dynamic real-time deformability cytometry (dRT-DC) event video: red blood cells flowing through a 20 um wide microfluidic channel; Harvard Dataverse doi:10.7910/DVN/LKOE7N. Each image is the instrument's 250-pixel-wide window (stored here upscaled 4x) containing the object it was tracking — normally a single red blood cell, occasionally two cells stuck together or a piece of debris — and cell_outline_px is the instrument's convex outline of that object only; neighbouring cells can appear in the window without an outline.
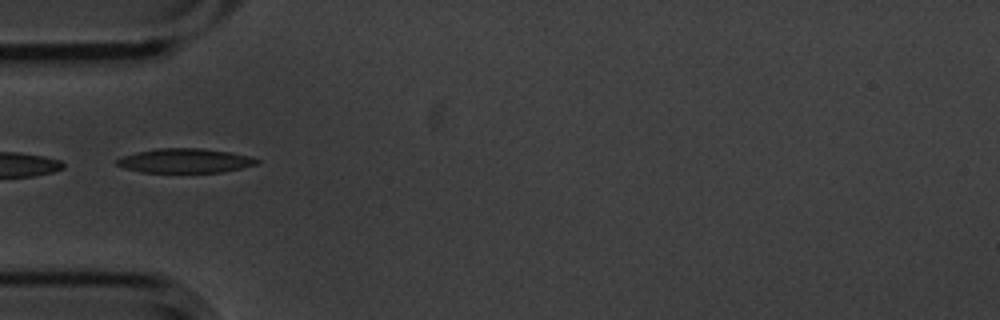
{"species": "common noctule bat (a hibernating species)", "species_latin": "Nyctalus noctula", "temperature_condition": "cold", "stored_images_in_passage": 5, "camera_frame_rate_fps": 3000, "um_per_image_px": 0.085, "animal": {"sex": "male", "body_mass_g": 20.1, "forearm_length_mm": 53.5}, "frame": {"image": 1, "passage_image": 5, "time_ms": 1.333, "image_size_px": [1000, 320], "cell_outline_px": [[260, 164], [220, 172], [140, 172], [124, 168], [116, 164], [116, 160], [124, 156], [136, 152], [156, 148], [200, 148], [232, 152], [252, 156], [260, 160]], "centroid_in_image_um": [15.77, 13.65], "position_along_channel_um": 69.2, "area_um2": 19.94}}